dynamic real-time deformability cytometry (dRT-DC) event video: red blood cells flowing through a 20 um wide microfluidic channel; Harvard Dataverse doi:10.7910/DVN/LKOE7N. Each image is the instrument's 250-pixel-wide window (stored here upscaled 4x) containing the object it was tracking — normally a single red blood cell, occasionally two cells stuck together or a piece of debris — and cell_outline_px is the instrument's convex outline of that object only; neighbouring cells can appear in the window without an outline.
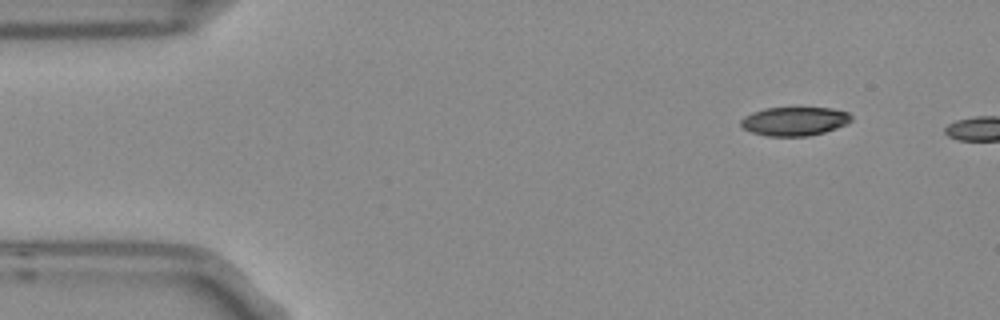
{"species": "Egyptian fruit bat (a non-hibernating species)", "species_latin": "Rousettus aegyptiacus", "temperature_condition": "room temperature", "stored_images_in_passage": 2, "camera_frame_rate_fps": 3000, "um_per_image_px": 0.085, "frame": {"image": 1, "passage_image": 1, "time_ms": 0.0, "image_size_px": [1000, 320], "cell_outline_px": [[852, 120], [848, 124], [824, 132], [808, 136], [768, 136], [752, 132], [744, 128], [740, 124], [740, 120], [744, 116], [752, 112], [764, 108], [832, 108], [848, 112], [852, 116]], "centroid_in_image_um": [67.55, 10.3], "position_along_channel_um": 17.5, "area_um2": 18.55}}